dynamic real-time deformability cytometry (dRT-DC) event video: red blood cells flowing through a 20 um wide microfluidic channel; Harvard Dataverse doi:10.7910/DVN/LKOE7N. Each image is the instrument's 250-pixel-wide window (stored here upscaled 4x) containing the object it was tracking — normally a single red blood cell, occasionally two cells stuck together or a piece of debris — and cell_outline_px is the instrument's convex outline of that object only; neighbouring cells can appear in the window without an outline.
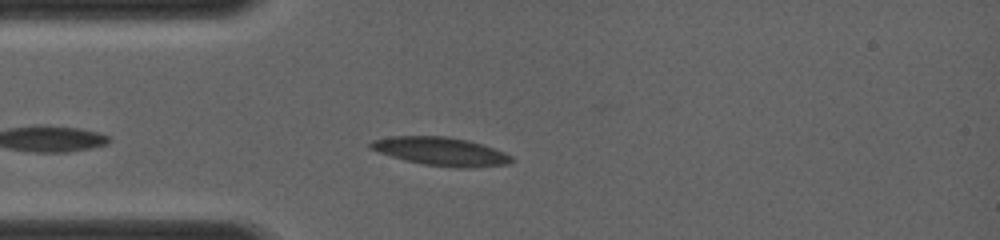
{"species": "common noctule bat (a hibernating species)", "species_latin": "Nyctalus noctula", "temperature_condition": "room temperature", "stored_images_in_passage": 1, "camera_frame_rate_fps": 4000, "um_per_image_px": 0.085, "animal": {"sex": "female", "body_mass_g": 19.0, "forearm_length_mm": 56.7}, "frame": {"image": 1, "passage_image": 1, "time_ms": 0.0, "image_size_px": [1000, 240], "cell_outline_px": [[512, 160], [508, 164], [468, 168], [456, 168], [424, 164], [392, 156], [368, 148], [368, 144], [372, 140], [392, 136], [448, 136], [468, 140], [484, 144], [504, 152], [512, 156]], "centroid_in_image_um": [37.49, 12.86], "position_along_channel_um": 47.5, "area_um2": 23.24}}